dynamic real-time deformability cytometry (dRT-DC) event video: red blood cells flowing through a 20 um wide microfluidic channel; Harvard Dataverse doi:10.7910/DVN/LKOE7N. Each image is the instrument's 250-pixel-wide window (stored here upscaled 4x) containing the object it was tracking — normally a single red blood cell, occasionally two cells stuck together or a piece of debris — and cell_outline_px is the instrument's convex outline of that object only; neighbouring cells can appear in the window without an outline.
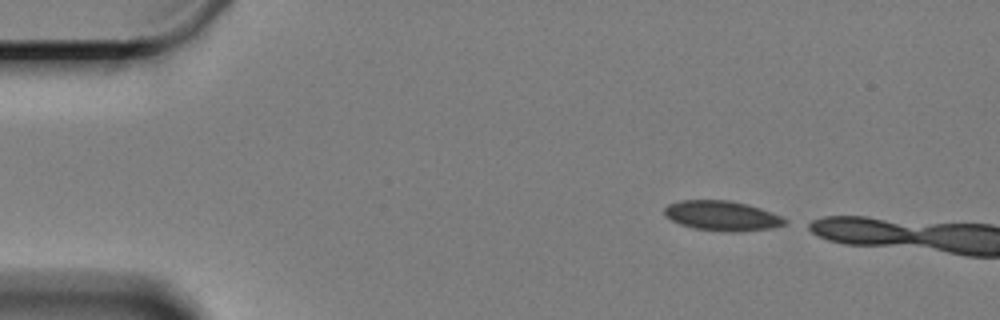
{"species": "Egyptian fruit bat (a non-hibernating species)", "species_latin": "Rousettus aegyptiacus", "temperature_condition": "cold", "stored_images_in_passage": 5, "camera_frame_rate_fps": 3000, "um_per_image_px": 0.085, "animal": {"sex": "female"}, "frame": {"image": 1, "passage_image": 1, "time_ms": 0.0, "image_size_px": [1000, 320], "cell_outline_px": [[788, 224], [772, 228], [740, 232], [732, 232], [692, 228], [680, 224], [664, 216], [664, 208], [668, 204], [680, 200], [728, 200], [748, 204], [772, 212], [788, 220]], "centroid_in_image_um": [61.39, 18.34], "position_along_channel_um": 23.6, "area_um2": 21.15}}